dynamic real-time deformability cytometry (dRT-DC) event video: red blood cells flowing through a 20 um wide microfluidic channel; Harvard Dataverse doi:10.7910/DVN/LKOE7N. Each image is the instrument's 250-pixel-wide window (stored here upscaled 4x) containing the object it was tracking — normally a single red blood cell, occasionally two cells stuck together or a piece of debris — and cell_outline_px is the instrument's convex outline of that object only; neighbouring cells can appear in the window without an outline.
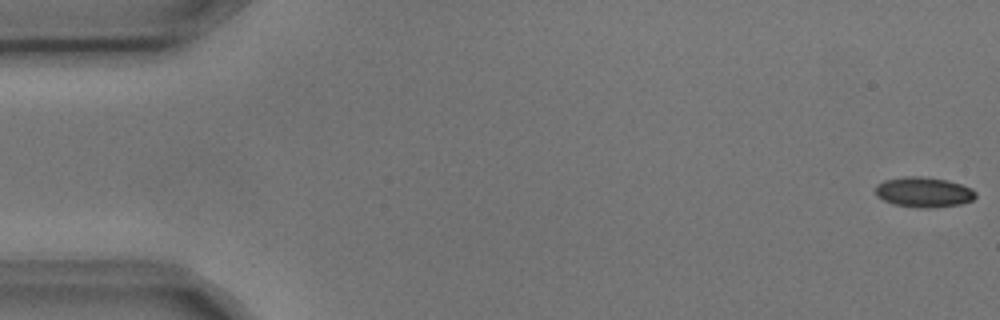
{"species": "common noctule bat (a hibernating species)", "species_latin": "Nyctalus noctula", "temperature_condition": "cold", "stored_images_in_passage": 4, "camera_frame_rate_fps": 3000, "um_per_image_px": 0.085, "animal": {"sex": "male", "body_mass_g": 17.9, "forearm_length_mm": 54.2}, "frame": {"image": 1, "passage_image": 1, "time_ms": 0.0, "image_size_px": [1000, 320], "cell_outline_px": [[976, 196], [972, 200], [960, 204], [936, 208], [916, 208], [892, 204], [876, 196], [876, 184], [884, 180], [904, 176], [920, 176], [948, 180], [972, 188], [976, 192]], "centroid_in_image_um": [78.5, 16.34], "position_along_channel_um": 6.5, "area_um2": 17.86}}